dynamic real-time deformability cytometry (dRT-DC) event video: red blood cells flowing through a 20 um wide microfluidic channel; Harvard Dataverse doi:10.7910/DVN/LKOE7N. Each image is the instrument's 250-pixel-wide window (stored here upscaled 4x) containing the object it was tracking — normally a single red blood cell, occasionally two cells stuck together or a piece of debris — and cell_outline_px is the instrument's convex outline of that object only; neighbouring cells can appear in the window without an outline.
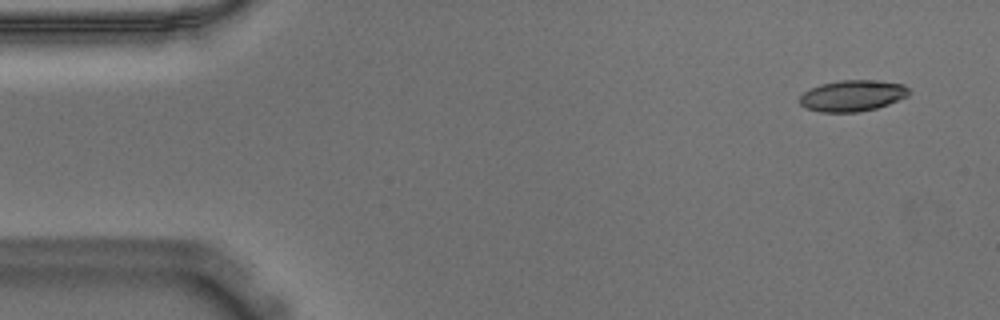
{"species": "Egyptian fruit bat (a non-hibernating species)", "species_latin": "Rousettus aegyptiacus", "temperature_condition": "warm", "stored_images_in_passage": 53, "camera_frame_rate_fps": 3000, "um_per_image_px": 0.085, "animal": {"sex": "male"}, "frame": {"image": 1, "passage_image": 2, "time_ms": 0.333, "image_size_px": [1000, 320], "cell_outline_px": [[912, 92], [908, 96], [888, 104], [876, 108], [856, 112], [820, 112], [804, 108], [800, 104], [800, 96], [804, 92], [820, 84], [840, 80], [880, 80], [904, 84]], "centroid_in_image_um": [72.48, 8.13], "position_along_channel_um": 12.5, "area_um2": 20.0}}
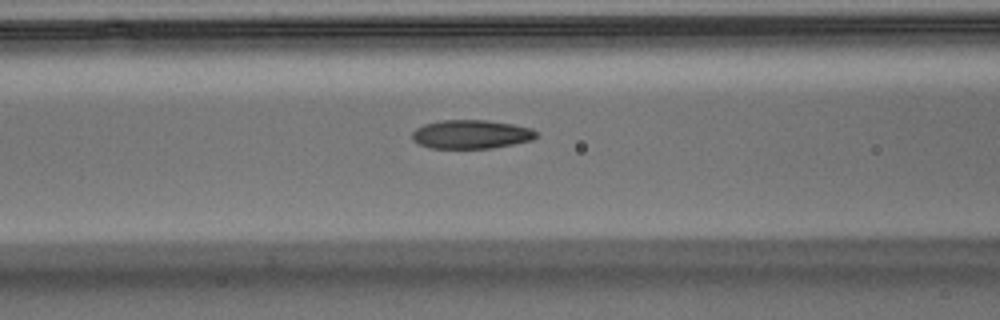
{"frame": {"image": 2, "passage_image": 20, "time_ms": 6.333, "image_size_px": [1000, 320], "cell_outline_px": [[536, 136], [532, 140], [492, 148], [428, 148], [412, 140], [412, 132], [416, 128], [424, 124], [444, 120], [488, 120], [512, 124], [532, 128], [536, 132]], "centroid_in_image_um": [40.03, 11.41], "position_along_channel_um": 126.6, "area_um2": 20.75}}
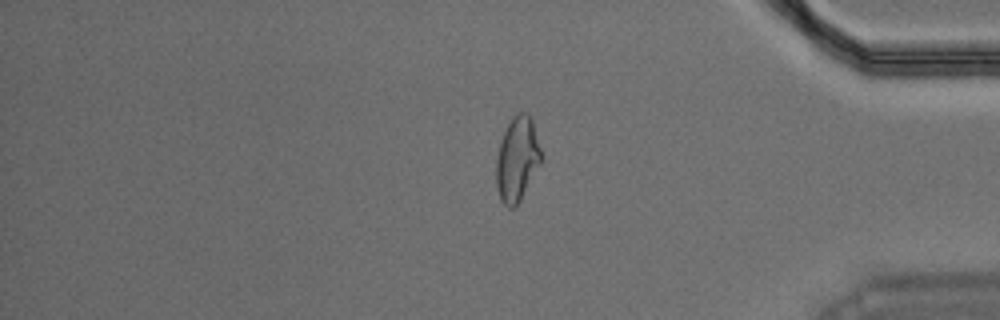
{"frame": {"image": 3, "passage_image": 44, "time_ms": 14.333, "image_size_px": [1000, 320], "cell_outline_px": [[540, 164], [520, 200], [512, 208], [508, 208], [500, 200], [496, 184], [496, 160], [500, 144], [504, 132], [512, 116], [516, 112], [528, 112], [532, 120], [540, 148]], "centroid_in_image_um": [43.94, 13.51], "position_along_channel_um": 391.3, "area_um2": 21.79}, "authors_computed_cell_mechanics": {"area_um2": 21.097, "velocity_mm_per_s": 3.6383, "shape_relaxation_time_tau1_ms": 8.6716, "shape_relaxation_time_tau2_ms": 2.376, "deformation_change_tau1": 0.2227, "deformation_change_tau2": 0.0901}}